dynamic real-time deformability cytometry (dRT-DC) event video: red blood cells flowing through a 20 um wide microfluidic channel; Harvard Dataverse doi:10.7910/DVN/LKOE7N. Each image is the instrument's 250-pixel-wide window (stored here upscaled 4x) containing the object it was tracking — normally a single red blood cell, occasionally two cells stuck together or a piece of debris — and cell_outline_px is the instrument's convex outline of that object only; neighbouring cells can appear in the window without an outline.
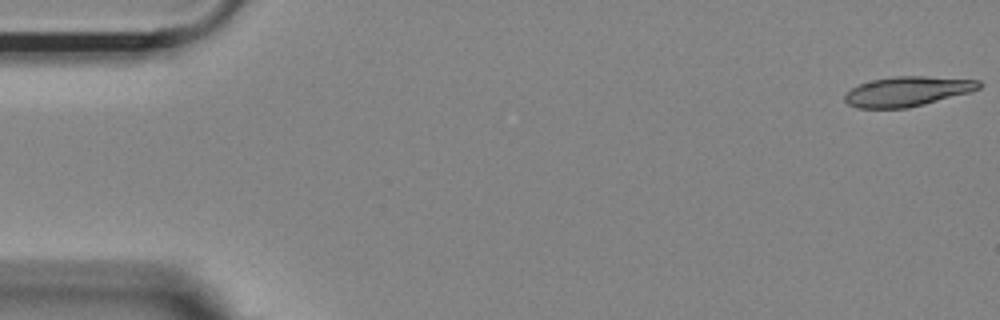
{"species": "Egyptian fruit bat (a non-hibernating species)", "species_latin": "Rousettus aegyptiacus", "temperature_condition": "room temperature", "stored_images_in_passage": 13, "camera_frame_rate_fps": 3000, "um_per_image_px": 0.085, "animal": {"sex": "female"}, "frame": {"image": 1, "passage_image": 1, "time_ms": 0.0, "image_size_px": [1000, 320], "cell_outline_px": [[984, 84], [980, 88], [968, 92], [924, 104], [908, 108], [856, 108], [848, 104], [844, 100], [844, 96], [852, 88], [860, 84], [872, 80], [892, 76], [924, 76], [980, 80]], "centroid_in_image_um": [77.12, 7.76], "position_along_channel_um": 7.9, "area_um2": 23.18}}
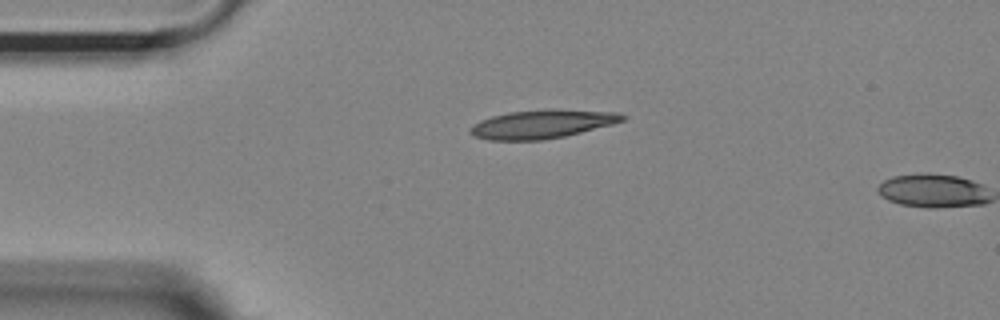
{"frame": {"image": 2, "passage_image": 12, "time_ms": 3.667, "image_size_px": [1000, 320], "cell_outline_px": [[628, 116], [624, 120], [612, 124], [564, 136], [540, 140], [488, 140], [476, 136], [468, 132], [468, 128], [472, 124], [480, 120], [492, 116], [508, 112], [548, 108], [556, 108], [616, 112]], "centroid_in_image_um": [46.06, 10.52], "position_along_channel_um": 38.9, "area_um2": 25.61}}